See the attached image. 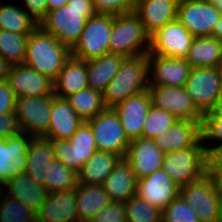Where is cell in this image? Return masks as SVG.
<instances>
[{
	"label": "cell",
	"mask_w": 222,
	"mask_h": 222,
	"mask_svg": "<svg viewBox=\"0 0 222 222\" xmlns=\"http://www.w3.org/2000/svg\"><path fill=\"white\" fill-rule=\"evenodd\" d=\"M20 133L15 113L0 114V137L8 139Z\"/></svg>",
	"instance_id": "cell-45"
},
{
	"label": "cell",
	"mask_w": 222,
	"mask_h": 222,
	"mask_svg": "<svg viewBox=\"0 0 222 222\" xmlns=\"http://www.w3.org/2000/svg\"><path fill=\"white\" fill-rule=\"evenodd\" d=\"M113 16L95 14L86 20L78 42L71 49V56L91 60L110 52V36Z\"/></svg>",
	"instance_id": "cell-8"
},
{
	"label": "cell",
	"mask_w": 222,
	"mask_h": 222,
	"mask_svg": "<svg viewBox=\"0 0 222 222\" xmlns=\"http://www.w3.org/2000/svg\"><path fill=\"white\" fill-rule=\"evenodd\" d=\"M120 157L104 151H95L93 156L82 166L78 174V184L102 185L113 171Z\"/></svg>",
	"instance_id": "cell-32"
},
{
	"label": "cell",
	"mask_w": 222,
	"mask_h": 222,
	"mask_svg": "<svg viewBox=\"0 0 222 222\" xmlns=\"http://www.w3.org/2000/svg\"><path fill=\"white\" fill-rule=\"evenodd\" d=\"M110 202V197L102 185L77 184L76 203L78 222H90Z\"/></svg>",
	"instance_id": "cell-31"
},
{
	"label": "cell",
	"mask_w": 222,
	"mask_h": 222,
	"mask_svg": "<svg viewBox=\"0 0 222 222\" xmlns=\"http://www.w3.org/2000/svg\"><path fill=\"white\" fill-rule=\"evenodd\" d=\"M208 173L214 176L218 193L222 198V172H208Z\"/></svg>",
	"instance_id": "cell-50"
},
{
	"label": "cell",
	"mask_w": 222,
	"mask_h": 222,
	"mask_svg": "<svg viewBox=\"0 0 222 222\" xmlns=\"http://www.w3.org/2000/svg\"><path fill=\"white\" fill-rule=\"evenodd\" d=\"M125 159L140 179L162 169L164 153L154 140L140 137L130 141Z\"/></svg>",
	"instance_id": "cell-20"
},
{
	"label": "cell",
	"mask_w": 222,
	"mask_h": 222,
	"mask_svg": "<svg viewBox=\"0 0 222 222\" xmlns=\"http://www.w3.org/2000/svg\"><path fill=\"white\" fill-rule=\"evenodd\" d=\"M11 65L0 56V83L8 79Z\"/></svg>",
	"instance_id": "cell-48"
},
{
	"label": "cell",
	"mask_w": 222,
	"mask_h": 222,
	"mask_svg": "<svg viewBox=\"0 0 222 222\" xmlns=\"http://www.w3.org/2000/svg\"><path fill=\"white\" fill-rule=\"evenodd\" d=\"M95 14L92 0H68L65 6L47 12L39 26L72 49L80 38L86 20Z\"/></svg>",
	"instance_id": "cell-1"
},
{
	"label": "cell",
	"mask_w": 222,
	"mask_h": 222,
	"mask_svg": "<svg viewBox=\"0 0 222 222\" xmlns=\"http://www.w3.org/2000/svg\"><path fill=\"white\" fill-rule=\"evenodd\" d=\"M184 88L203 115L215 109L222 91V67L192 68Z\"/></svg>",
	"instance_id": "cell-7"
},
{
	"label": "cell",
	"mask_w": 222,
	"mask_h": 222,
	"mask_svg": "<svg viewBox=\"0 0 222 222\" xmlns=\"http://www.w3.org/2000/svg\"><path fill=\"white\" fill-rule=\"evenodd\" d=\"M16 106V97L9 83L6 81L0 83V114L14 113Z\"/></svg>",
	"instance_id": "cell-44"
},
{
	"label": "cell",
	"mask_w": 222,
	"mask_h": 222,
	"mask_svg": "<svg viewBox=\"0 0 222 222\" xmlns=\"http://www.w3.org/2000/svg\"><path fill=\"white\" fill-rule=\"evenodd\" d=\"M22 4L24 5L21 7L38 23L47 14V0H23Z\"/></svg>",
	"instance_id": "cell-46"
},
{
	"label": "cell",
	"mask_w": 222,
	"mask_h": 222,
	"mask_svg": "<svg viewBox=\"0 0 222 222\" xmlns=\"http://www.w3.org/2000/svg\"><path fill=\"white\" fill-rule=\"evenodd\" d=\"M38 25L19 4L0 2V30L29 35Z\"/></svg>",
	"instance_id": "cell-33"
},
{
	"label": "cell",
	"mask_w": 222,
	"mask_h": 222,
	"mask_svg": "<svg viewBox=\"0 0 222 222\" xmlns=\"http://www.w3.org/2000/svg\"><path fill=\"white\" fill-rule=\"evenodd\" d=\"M66 99L83 121L96 117L107 108L103 92L89 87L70 95Z\"/></svg>",
	"instance_id": "cell-34"
},
{
	"label": "cell",
	"mask_w": 222,
	"mask_h": 222,
	"mask_svg": "<svg viewBox=\"0 0 222 222\" xmlns=\"http://www.w3.org/2000/svg\"><path fill=\"white\" fill-rule=\"evenodd\" d=\"M67 3L68 0H47V12L63 7Z\"/></svg>",
	"instance_id": "cell-49"
},
{
	"label": "cell",
	"mask_w": 222,
	"mask_h": 222,
	"mask_svg": "<svg viewBox=\"0 0 222 222\" xmlns=\"http://www.w3.org/2000/svg\"><path fill=\"white\" fill-rule=\"evenodd\" d=\"M201 124L202 121L177 120L160 133L154 142L163 153L188 149L202 138Z\"/></svg>",
	"instance_id": "cell-21"
},
{
	"label": "cell",
	"mask_w": 222,
	"mask_h": 222,
	"mask_svg": "<svg viewBox=\"0 0 222 222\" xmlns=\"http://www.w3.org/2000/svg\"><path fill=\"white\" fill-rule=\"evenodd\" d=\"M222 15L213 3L197 0H179L177 19L194 37L212 36L216 23Z\"/></svg>",
	"instance_id": "cell-13"
},
{
	"label": "cell",
	"mask_w": 222,
	"mask_h": 222,
	"mask_svg": "<svg viewBox=\"0 0 222 222\" xmlns=\"http://www.w3.org/2000/svg\"><path fill=\"white\" fill-rule=\"evenodd\" d=\"M127 222H162V210L142 200L138 194L124 203Z\"/></svg>",
	"instance_id": "cell-37"
},
{
	"label": "cell",
	"mask_w": 222,
	"mask_h": 222,
	"mask_svg": "<svg viewBox=\"0 0 222 222\" xmlns=\"http://www.w3.org/2000/svg\"><path fill=\"white\" fill-rule=\"evenodd\" d=\"M220 39V42H221V48H222V37L221 38H219Z\"/></svg>",
	"instance_id": "cell-56"
},
{
	"label": "cell",
	"mask_w": 222,
	"mask_h": 222,
	"mask_svg": "<svg viewBox=\"0 0 222 222\" xmlns=\"http://www.w3.org/2000/svg\"><path fill=\"white\" fill-rule=\"evenodd\" d=\"M192 68L222 67V48L219 38L195 37L184 58Z\"/></svg>",
	"instance_id": "cell-30"
},
{
	"label": "cell",
	"mask_w": 222,
	"mask_h": 222,
	"mask_svg": "<svg viewBox=\"0 0 222 222\" xmlns=\"http://www.w3.org/2000/svg\"><path fill=\"white\" fill-rule=\"evenodd\" d=\"M109 49L126 57L149 53L150 35L140 17L133 11L113 16Z\"/></svg>",
	"instance_id": "cell-4"
},
{
	"label": "cell",
	"mask_w": 222,
	"mask_h": 222,
	"mask_svg": "<svg viewBox=\"0 0 222 222\" xmlns=\"http://www.w3.org/2000/svg\"><path fill=\"white\" fill-rule=\"evenodd\" d=\"M96 14L117 16L135 10L136 0H92Z\"/></svg>",
	"instance_id": "cell-42"
},
{
	"label": "cell",
	"mask_w": 222,
	"mask_h": 222,
	"mask_svg": "<svg viewBox=\"0 0 222 222\" xmlns=\"http://www.w3.org/2000/svg\"><path fill=\"white\" fill-rule=\"evenodd\" d=\"M213 4L222 13V0H215Z\"/></svg>",
	"instance_id": "cell-52"
},
{
	"label": "cell",
	"mask_w": 222,
	"mask_h": 222,
	"mask_svg": "<svg viewBox=\"0 0 222 222\" xmlns=\"http://www.w3.org/2000/svg\"><path fill=\"white\" fill-rule=\"evenodd\" d=\"M177 120L171 113L152 105L144 122L142 138L154 140Z\"/></svg>",
	"instance_id": "cell-39"
},
{
	"label": "cell",
	"mask_w": 222,
	"mask_h": 222,
	"mask_svg": "<svg viewBox=\"0 0 222 222\" xmlns=\"http://www.w3.org/2000/svg\"><path fill=\"white\" fill-rule=\"evenodd\" d=\"M29 35L0 30V56L10 65L23 64Z\"/></svg>",
	"instance_id": "cell-35"
},
{
	"label": "cell",
	"mask_w": 222,
	"mask_h": 222,
	"mask_svg": "<svg viewBox=\"0 0 222 222\" xmlns=\"http://www.w3.org/2000/svg\"><path fill=\"white\" fill-rule=\"evenodd\" d=\"M0 222H37V215L2 190L0 194Z\"/></svg>",
	"instance_id": "cell-38"
},
{
	"label": "cell",
	"mask_w": 222,
	"mask_h": 222,
	"mask_svg": "<svg viewBox=\"0 0 222 222\" xmlns=\"http://www.w3.org/2000/svg\"><path fill=\"white\" fill-rule=\"evenodd\" d=\"M53 95L16 99L15 116L20 132L43 137L49 129Z\"/></svg>",
	"instance_id": "cell-11"
},
{
	"label": "cell",
	"mask_w": 222,
	"mask_h": 222,
	"mask_svg": "<svg viewBox=\"0 0 222 222\" xmlns=\"http://www.w3.org/2000/svg\"><path fill=\"white\" fill-rule=\"evenodd\" d=\"M32 136L20 132L14 137H0V184L5 185L13 176L25 172L26 151Z\"/></svg>",
	"instance_id": "cell-18"
},
{
	"label": "cell",
	"mask_w": 222,
	"mask_h": 222,
	"mask_svg": "<svg viewBox=\"0 0 222 222\" xmlns=\"http://www.w3.org/2000/svg\"><path fill=\"white\" fill-rule=\"evenodd\" d=\"M162 222H200L196 211L179 194L162 210Z\"/></svg>",
	"instance_id": "cell-41"
},
{
	"label": "cell",
	"mask_w": 222,
	"mask_h": 222,
	"mask_svg": "<svg viewBox=\"0 0 222 222\" xmlns=\"http://www.w3.org/2000/svg\"><path fill=\"white\" fill-rule=\"evenodd\" d=\"M194 36L178 19H175L150 35L148 55L185 58Z\"/></svg>",
	"instance_id": "cell-12"
},
{
	"label": "cell",
	"mask_w": 222,
	"mask_h": 222,
	"mask_svg": "<svg viewBox=\"0 0 222 222\" xmlns=\"http://www.w3.org/2000/svg\"><path fill=\"white\" fill-rule=\"evenodd\" d=\"M200 2H205V3H213L215 0H197Z\"/></svg>",
	"instance_id": "cell-54"
},
{
	"label": "cell",
	"mask_w": 222,
	"mask_h": 222,
	"mask_svg": "<svg viewBox=\"0 0 222 222\" xmlns=\"http://www.w3.org/2000/svg\"><path fill=\"white\" fill-rule=\"evenodd\" d=\"M148 90L152 105L171 113L178 120H203V114L196 108L184 87L149 86Z\"/></svg>",
	"instance_id": "cell-14"
},
{
	"label": "cell",
	"mask_w": 222,
	"mask_h": 222,
	"mask_svg": "<svg viewBox=\"0 0 222 222\" xmlns=\"http://www.w3.org/2000/svg\"><path fill=\"white\" fill-rule=\"evenodd\" d=\"M7 82L16 99L54 94L53 80L24 63L11 65Z\"/></svg>",
	"instance_id": "cell-15"
},
{
	"label": "cell",
	"mask_w": 222,
	"mask_h": 222,
	"mask_svg": "<svg viewBox=\"0 0 222 222\" xmlns=\"http://www.w3.org/2000/svg\"><path fill=\"white\" fill-rule=\"evenodd\" d=\"M179 0H136L134 12L151 35L165 24L177 19Z\"/></svg>",
	"instance_id": "cell-24"
},
{
	"label": "cell",
	"mask_w": 222,
	"mask_h": 222,
	"mask_svg": "<svg viewBox=\"0 0 222 222\" xmlns=\"http://www.w3.org/2000/svg\"><path fill=\"white\" fill-rule=\"evenodd\" d=\"M204 147L207 152L208 172H222V144Z\"/></svg>",
	"instance_id": "cell-47"
},
{
	"label": "cell",
	"mask_w": 222,
	"mask_h": 222,
	"mask_svg": "<svg viewBox=\"0 0 222 222\" xmlns=\"http://www.w3.org/2000/svg\"><path fill=\"white\" fill-rule=\"evenodd\" d=\"M78 184V174L71 168L54 159L46 176L45 189L49 193L75 189Z\"/></svg>",
	"instance_id": "cell-36"
},
{
	"label": "cell",
	"mask_w": 222,
	"mask_h": 222,
	"mask_svg": "<svg viewBox=\"0 0 222 222\" xmlns=\"http://www.w3.org/2000/svg\"><path fill=\"white\" fill-rule=\"evenodd\" d=\"M212 36L216 38L222 37V15L220 16L219 21L215 25Z\"/></svg>",
	"instance_id": "cell-51"
},
{
	"label": "cell",
	"mask_w": 222,
	"mask_h": 222,
	"mask_svg": "<svg viewBox=\"0 0 222 222\" xmlns=\"http://www.w3.org/2000/svg\"><path fill=\"white\" fill-rule=\"evenodd\" d=\"M54 95L67 98L88 88L87 63L73 56L66 61L63 69L53 81Z\"/></svg>",
	"instance_id": "cell-28"
},
{
	"label": "cell",
	"mask_w": 222,
	"mask_h": 222,
	"mask_svg": "<svg viewBox=\"0 0 222 222\" xmlns=\"http://www.w3.org/2000/svg\"><path fill=\"white\" fill-rule=\"evenodd\" d=\"M83 122L66 98L53 95L49 129L43 137L51 140H69Z\"/></svg>",
	"instance_id": "cell-22"
},
{
	"label": "cell",
	"mask_w": 222,
	"mask_h": 222,
	"mask_svg": "<svg viewBox=\"0 0 222 222\" xmlns=\"http://www.w3.org/2000/svg\"><path fill=\"white\" fill-rule=\"evenodd\" d=\"M215 109H221L222 110V91L219 95V99H218V102H217V105H216Z\"/></svg>",
	"instance_id": "cell-53"
},
{
	"label": "cell",
	"mask_w": 222,
	"mask_h": 222,
	"mask_svg": "<svg viewBox=\"0 0 222 222\" xmlns=\"http://www.w3.org/2000/svg\"><path fill=\"white\" fill-rule=\"evenodd\" d=\"M86 122L91 126L98 151L110 152L125 158L130 141L113 108L104 109Z\"/></svg>",
	"instance_id": "cell-10"
},
{
	"label": "cell",
	"mask_w": 222,
	"mask_h": 222,
	"mask_svg": "<svg viewBox=\"0 0 222 222\" xmlns=\"http://www.w3.org/2000/svg\"><path fill=\"white\" fill-rule=\"evenodd\" d=\"M162 169L180 188L205 175L208 160L202 138L188 149L164 153Z\"/></svg>",
	"instance_id": "cell-5"
},
{
	"label": "cell",
	"mask_w": 222,
	"mask_h": 222,
	"mask_svg": "<svg viewBox=\"0 0 222 222\" xmlns=\"http://www.w3.org/2000/svg\"><path fill=\"white\" fill-rule=\"evenodd\" d=\"M137 194L145 202L163 210L180 194V187L163 169H160L138 179Z\"/></svg>",
	"instance_id": "cell-19"
},
{
	"label": "cell",
	"mask_w": 222,
	"mask_h": 222,
	"mask_svg": "<svg viewBox=\"0 0 222 222\" xmlns=\"http://www.w3.org/2000/svg\"><path fill=\"white\" fill-rule=\"evenodd\" d=\"M90 222H127L124 203L111 201Z\"/></svg>",
	"instance_id": "cell-43"
},
{
	"label": "cell",
	"mask_w": 222,
	"mask_h": 222,
	"mask_svg": "<svg viewBox=\"0 0 222 222\" xmlns=\"http://www.w3.org/2000/svg\"><path fill=\"white\" fill-rule=\"evenodd\" d=\"M180 195L196 211L200 222H221L222 198L214 176L208 172L180 188Z\"/></svg>",
	"instance_id": "cell-6"
},
{
	"label": "cell",
	"mask_w": 222,
	"mask_h": 222,
	"mask_svg": "<svg viewBox=\"0 0 222 222\" xmlns=\"http://www.w3.org/2000/svg\"><path fill=\"white\" fill-rule=\"evenodd\" d=\"M124 59L123 55L108 52L101 57L87 60L88 87L104 92Z\"/></svg>",
	"instance_id": "cell-29"
},
{
	"label": "cell",
	"mask_w": 222,
	"mask_h": 222,
	"mask_svg": "<svg viewBox=\"0 0 222 222\" xmlns=\"http://www.w3.org/2000/svg\"><path fill=\"white\" fill-rule=\"evenodd\" d=\"M149 55L126 57L103 92L105 106L114 108L130 96L149 89Z\"/></svg>",
	"instance_id": "cell-3"
},
{
	"label": "cell",
	"mask_w": 222,
	"mask_h": 222,
	"mask_svg": "<svg viewBox=\"0 0 222 222\" xmlns=\"http://www.w3.org/2000/svg\"><path fill=\"white\" fill-rule=\"evenodd\" d=\"M2 189H3L2 185L0 184V194L2 193Z\"/></svg>",
	"instance_id": "cell-55"
},
{
	"label": "cell",
	"mask_w": 222,
	"mask_h": 222,
	"mask_svg": "<svg viewBox=\"0 0 222 222\" xmlns=\"http://www.w3.org/2000/svg\"><path fill=\"white\" fill-rule=\"evenodd\" d=\"M70 56V48L38 25L29 34L24 64L54 81Z\"/></svg>",
	"instance_id": "cell-2"
},
{
	"label": "cell",
	"mask_w": 222,
	"mask_h": 222,
	"mask_svg": "<svg viewBox=\"0 0 222 222\" xmlns=\"http://www.w3.org/2000/svg\"><path fill=\"white\" fill-rule=\"evenodd\" d=\"M55 159L78 173L97 151L91 126L84 121L73 136L67 140H52Z\"/></svg>",
	"instance_id": "cell-9"
},
{
	"label": "cell",
	"mask_w": 222,
	"mask_h": 222,
	"mask_svg": "<svg viewBox=\"0 0 222 222\" xmlns=\"http://www.w3.org/2000/svg\"><path fill=\"white\" fill-rule=\"evenodd\" d=\"M191 69L184 58L149 55V86L184 87Z\"/></svg>",
	"instance_id": "cell-16"
},
{
	"label": "cell",
	"mask_w": 222,
	"mask_h": 222,
	"mask_svg": "<svg viewBox=\"0 0 222 222\" xmlns=\"http://www.w3.org/2000/svg\"><path fill=\"white\" fill-rule=\"evenodd\" d=\"M138 179L125 158H120L102 186L112 202L125 203L137 194Z\"/></svg>",
	"instance_id": "cell-26"
},
{
	"label": "cell",
	"mask_w": 222,
	"mask_h": 222,
	"mask_svg": "<svg viewBox=\"0 0 222 222\" xmlns=\"http://www.w3.org/2000/svg\"><path fill=\"white\" fill-rule=\"evenodd\" d=\"M36 215L37 222H78L76 188L49 193Z\"/></svg>",
	"instance_id": "cell-23"
},
{
	"label": "cell",
	"mask_w": 222,
	"mask_h": 222,
	"mask_svg": "<svg viewBox=\"0 0 222 222\" xmlns=\"http://www.w3.org/2000/svg\"><path fill=\"white\" fill-rule=\"evenodd\" d=\"M55 159L52 140L32 137L26 151L25 173L38 185L45 187L50 163Z\"/></svg>",
	"instance_id": "cell-25"
},
{
	"label": "cell",
	"mask_w": 222,
	"mask_h": 222,
	"mask_svg": "<svg viewBox=\"0 0 222 222\" xmlns=\"http://www.w3.org/2000/svg\"><path fill=\"white\" fill-rule=\"evenodd\" d=\"M151 106L152 98L147 90L130 96L113 108L120 118L124 133L129 141L142 137L144 122Z\"/></svg>",
	"instance_id": "cell-17"
},
{
	"label": "cell",
	"mask_w": 222,
	"mask_h": 222,
	"mask_svg": "<svg viewBox=\"0 0 222 222\" xmlns=\"http://www.w3.org/2000/svg\"><path fill=\"white\" fill-rule=\"evenodd\" d=\"M202 142L204 146L222 144V110L213 109L203 115L201 124ZM213 142V143H212ZM217 142H219L217 144ZM212 143V144H211Z\"/></svg>",
	"instance_id": "cell-40"
},
{
	"label": "cell",
	"mask_w": 222,
	"mask_h": 222,
	"mask_svg": "<svg viewBox=\"0 0 222 222\" xmlns=\"http://www.w3.org/2000/svg\"><path fill=\"white\" fill-rule=\"evenodd\" d=\"M2 188L8 196L15 198L36 214L49 195L45 187L38 185L25 172L13 176Z\"/></svg>",
	"instance_id": "cell-27"
}]
</instances>
